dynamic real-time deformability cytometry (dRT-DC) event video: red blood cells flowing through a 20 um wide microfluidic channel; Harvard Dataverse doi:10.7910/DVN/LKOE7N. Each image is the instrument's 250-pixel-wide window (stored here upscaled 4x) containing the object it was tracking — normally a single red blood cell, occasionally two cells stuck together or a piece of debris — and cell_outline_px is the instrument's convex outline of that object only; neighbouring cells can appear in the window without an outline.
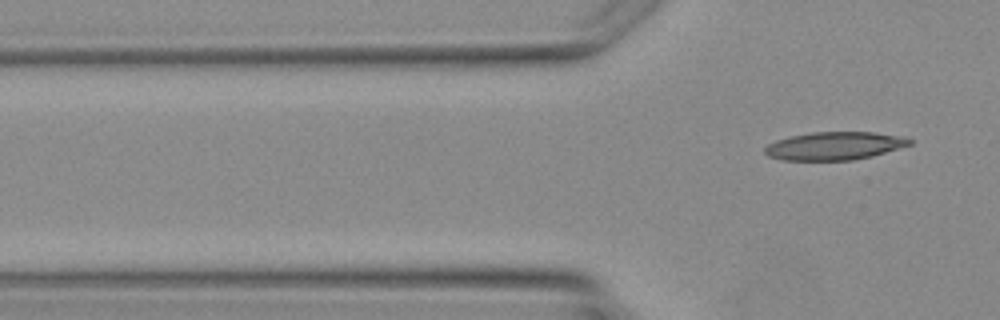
{"species": "Egyptian fruit bat (a non-hibernating species)", "species_latin": "Rousettus aegyptiacus", "temperature_condition": "warm", "stored_images_in_passage": 4, "camera_frame_rate_fps": 3000, "um_per_image_px": 0.085, "animal": {"sex": "female"}, "frame": {"image": 1, "passage_image": 4, "time_ms": 5.0, "image_size_px": [1000, 320], "cell_outline_px": [[912, 144], [872, 156], [852, 160], [784, 160], [768, 156], [764, 152], [764, 148], [768, 144], [776, 140], [792, 136], [812, 132], [876, 132], [904, 136], [912, 140]], "centroid_in_image_um": [70.95, 12.39], "position_along_channel_um": 54.9, "area_um2": 23.64}}